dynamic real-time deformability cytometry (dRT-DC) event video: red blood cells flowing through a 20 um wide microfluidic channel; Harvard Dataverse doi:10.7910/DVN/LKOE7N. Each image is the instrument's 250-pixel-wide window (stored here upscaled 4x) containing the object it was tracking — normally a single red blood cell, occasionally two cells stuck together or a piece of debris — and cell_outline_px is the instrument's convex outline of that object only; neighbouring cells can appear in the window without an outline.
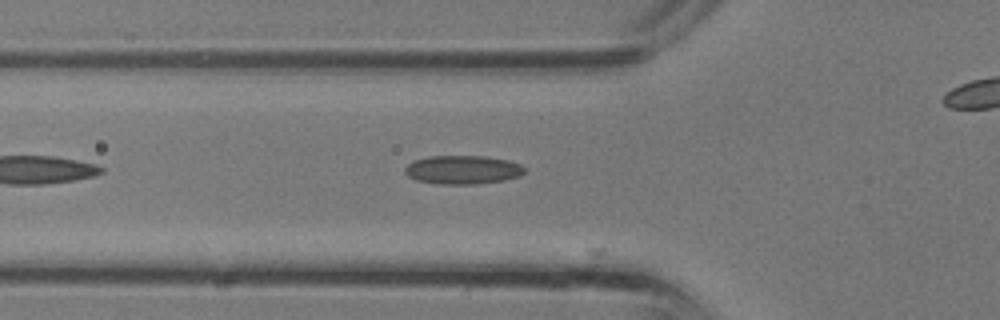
{"species": "common noctule bat (a hibernating species)", "species_latin": "Nyctalus noctula", "temperature_condition": "room temperature", "stored_images_in_passage": 28, "camera_frame_rate_fps": 3000, "um_per_image_px": 0.085, "animal": {"sex": "male", "body_mass_g": 13.3}, "frame": {"image": 1, "passage_image": 9, "time_ms": 2.667, "image_size_px": [1000, 320], "cell_outline_px": [[524, 172], [520, 176], [504, 180], [476, 184], [436, 184], [416, 180], [408, 176], [404, 172], [404, 168], [412, 160], [428, 156], [488, 156], [508, 160], [520, 164], [524, 168]], "centroid_in_image_um": [39.3, 14.42], "position_along_channel_um": 86.5, "area_um2": 20.17}}
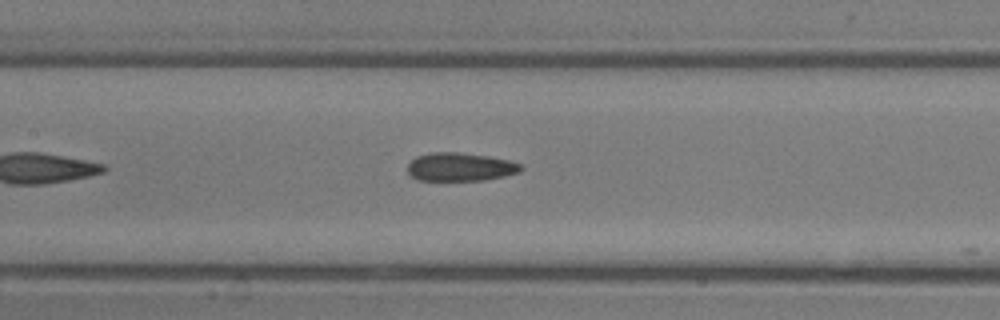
{"frame": {"image": 2, "passage_image": 13, "time_ms": 4.0, "image_size_px": [1000, 320], "cell_outline_px": [[524, 168], [520, 172], [504, 176], [484, 180], [416, 180], [408, 172], [408, 164], [416, 156], [432, 152], [460, 152], [488, 156], [508, 160], [520, 164]], "centroid_in_image_um": [39.12, 14.18], "position_along_channel_um": 168.3, "area_um2": 18.73}}
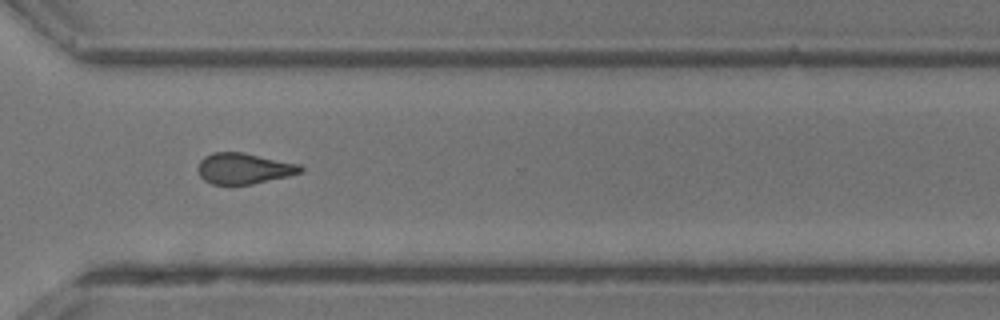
{"frame": {"image": 3, "passage_image": 22, "time_ms": 7.0, "image_size_px": [1000, 320], "cell_outline_px": [[304, 172], [288, 176], [252, 184], [212, 184], [204, 180], [200, 176], [196, 168], [200, 160], [204, 156], [212, 152], [244, 152], [300, 164], [304, 168]], "centroid_in_image_um": [20.73, 14.31], "position_along_channel_um": 349.9, "area_um2": 18.67}}